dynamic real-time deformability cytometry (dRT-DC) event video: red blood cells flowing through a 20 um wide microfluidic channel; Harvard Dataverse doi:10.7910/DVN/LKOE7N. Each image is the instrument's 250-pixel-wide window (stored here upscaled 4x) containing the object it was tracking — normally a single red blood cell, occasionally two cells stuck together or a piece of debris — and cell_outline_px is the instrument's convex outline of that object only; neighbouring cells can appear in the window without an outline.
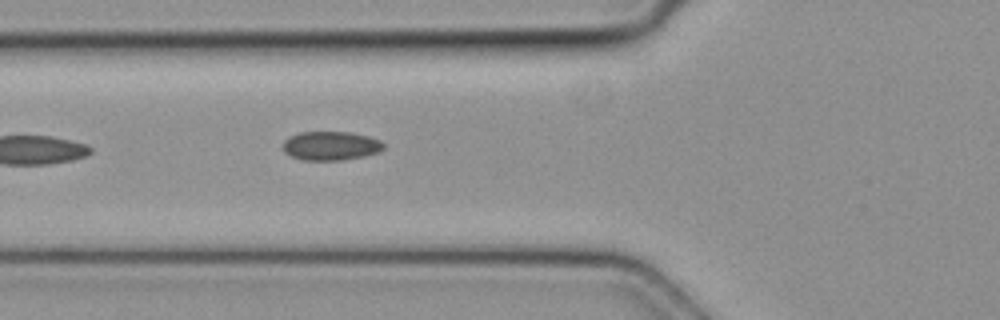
{"species": "common noctule bat (a hibernating species)", "species_latin": "Nyctalus noctula", "temperature_condition": "cold", "stored_images_in_passage": 4, "camera_frame_rate_fps": 3000, "um_per_image_px": 0.085, "animal": {"sex": "female", "body_mass_g": 19.3, "forearm_length_mm": 54.1}, "frame": {"image": 1, "passage_image": 4, "time_ms": 1.0, "image_size_px": [1000, 320], "cell_outline_px": [[384, 148], [376, 152], [364, 156], [340, 160], [304, 160], [292, 156], [284, 152], [284, 140], [288, 136], [300, 132], [348, 132], [368, 136], [380, 140], [384, 144]], "centroid_in_image_um": [28.1, 12.38], "position_along_channel_um": 97.7, "area_um2": 16.82}}